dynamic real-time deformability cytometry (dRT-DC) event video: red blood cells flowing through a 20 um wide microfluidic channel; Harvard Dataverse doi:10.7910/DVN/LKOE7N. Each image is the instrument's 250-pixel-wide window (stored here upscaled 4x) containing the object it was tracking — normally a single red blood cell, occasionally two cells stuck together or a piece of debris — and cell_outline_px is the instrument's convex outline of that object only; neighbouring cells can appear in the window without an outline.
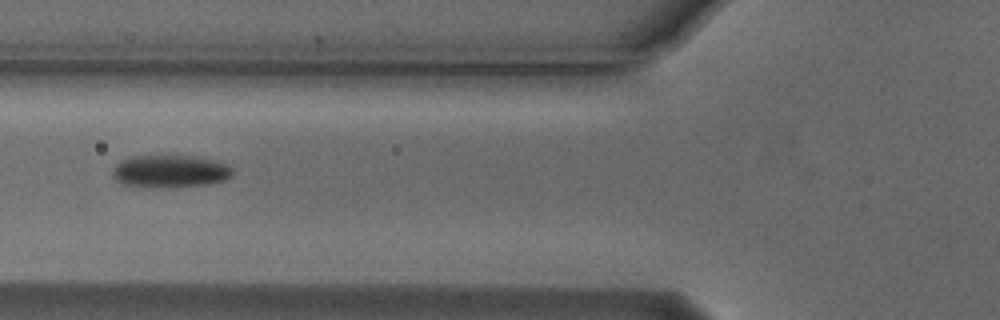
{"species": "Egyptian fruit bat (a non-hibernating species)", "species_latin": "Rousettus aegyptiacus", "temperature_condition": "cold", "stored_images_in_passage": 4, "camera_frame_rate_fps": 3000, "um_per_image_px": 0.085, "animal": {"sex": "male"}, "frame": {"image": 1, "passage_image": 4, "time_ms": 1.0, "image_size_px": [1000, 320], "cell_outline_px": [[232, 176], [224, 180], [204, 184], [124, 184], [116, 180], [112, 176], [112, 168], [120, 160], [132, 156], [192, 156], [216, 160], [228, 164], [232, 168]], "centroid_in_image_um": [14.47, 14.48], "position_along_channel_um": 111.3, "area_um2": 21.56}}